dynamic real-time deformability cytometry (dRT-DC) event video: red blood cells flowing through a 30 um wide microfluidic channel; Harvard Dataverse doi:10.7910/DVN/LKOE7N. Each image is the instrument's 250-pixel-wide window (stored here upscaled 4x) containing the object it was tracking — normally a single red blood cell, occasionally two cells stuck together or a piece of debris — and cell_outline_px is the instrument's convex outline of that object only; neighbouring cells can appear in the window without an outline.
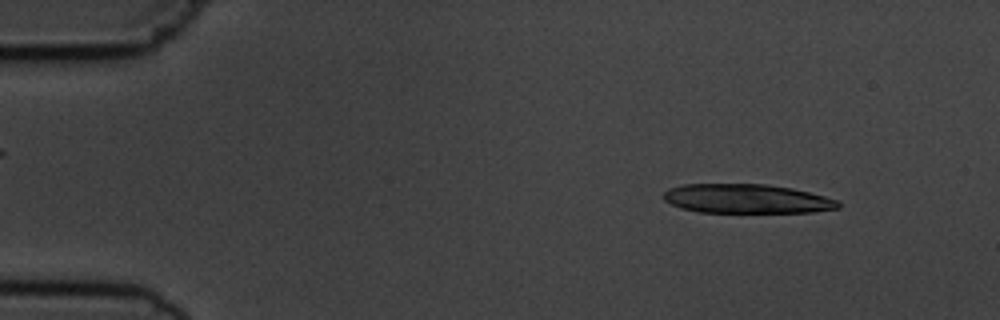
{"species": "common noctule bat (a hibernating species)", "species_latin": "Nyctalus noctula", "temperature_condition": "cold", "stored_images_in_passage": 5, "camera_frame_rate_fps": 3000, "um_per_image_px": 0.085, "animal": {"sex": "male", "body_mass_g": 19.5, "forearm_length_mm": 54.6}, "frame": {"image": 1, "passage_image": 1, "time_ms": 0.0, "image_size_px": [1000, 320], "cell_outline_px": [[840, 208], [812, 212], [700, 212], [680, 208], [664, 200], [664, 192], [668, 188], [680, 184], [768, 184], [792, 188], [840, 200]], "centroid_in_image_um": [63.47, 16.89], "position_along_channel_um": 21.5, "area_um2": 29.82}}